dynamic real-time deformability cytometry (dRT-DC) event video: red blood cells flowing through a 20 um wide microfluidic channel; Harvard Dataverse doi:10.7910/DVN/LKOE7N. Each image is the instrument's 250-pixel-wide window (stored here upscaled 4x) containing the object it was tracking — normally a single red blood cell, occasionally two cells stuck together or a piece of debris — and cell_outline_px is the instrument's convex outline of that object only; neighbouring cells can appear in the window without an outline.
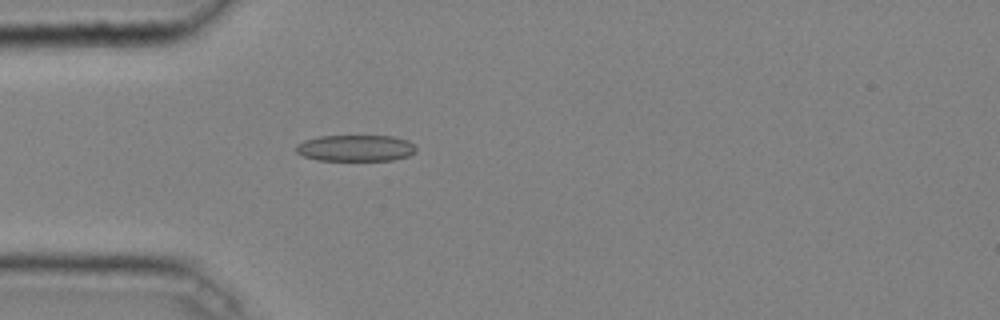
{"species": "common noctule bat (a hibernating species)", "species_latin": "Nyctalus noctula", "temperature_condition": "cold", "stored_images_in_passage": 46, "camera_frame_rate_fps": 3000, "um_per_image_px": 0.085, "animal": {"sex": "male", "body_mass_g": 20.4}, "frame": {"image": 1, "passage_image": 14, "time_ms": 4.333, "image_size_px": [1000, 320], "cell_outline_px": [[416, 152], [408, 156], [392, 160], [316, 160], [304, 156], [296, 152], [296, 144], [304, 140], [320, 136], [392, 136], [408, 140], [416, 144]], "centroid_in_image_um": [30.25, 12.58], "position_along_channel_um": 54.8, "area_um2": 18.55}}
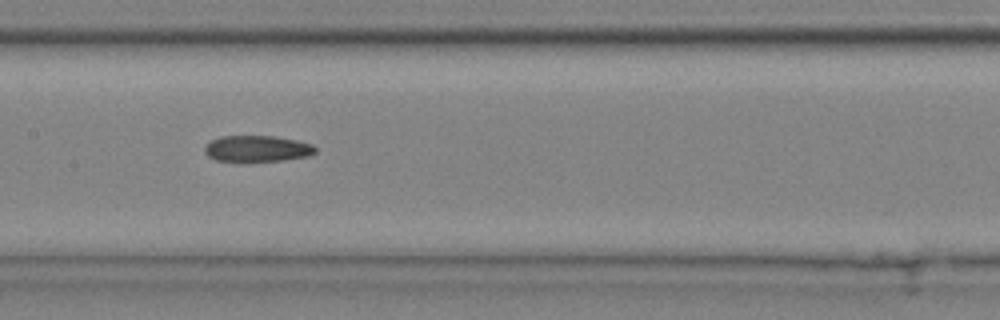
{"frame": {"image": 2, "passage_image": 24, "time_ms": 7.667, "image_size_px": [1000, 320], "cell_outline_px": [[316, 152], [308, 156], [284, 160], [248, 164], [240, 164], [216, 160], [208, 156], [204, 152], [204, 144], [220, 136], [276, 136], [296, 140], [312, 144], [316, 148]], "centroid_in_image_um": [21.8, 12.68], "position_along_channel_um": 185.6, "area_um2": 17.8}}
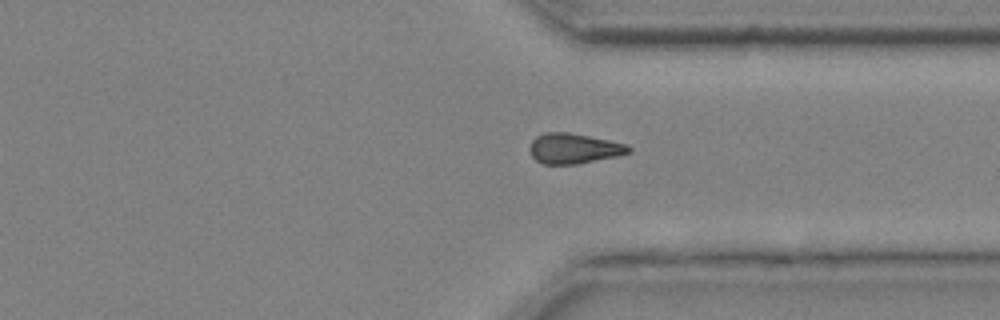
{"frame": {"image": 3, "passage_image": 37, "time_ms": 12.0, "image_size_px": [1000, 320], "cell_outline_px": [[632, 152], [616, 156], [576, 164], [544, 164], [536, 160], [532, 156], [528, 148], [532, 140], [536, 136], [544, 132], [568, 132], [628, 144], [632, 148]], "centroid_in_image_um": [48.76, 12.61], "position_along_channel_um": 362.6, "area_um2": 17.46}}